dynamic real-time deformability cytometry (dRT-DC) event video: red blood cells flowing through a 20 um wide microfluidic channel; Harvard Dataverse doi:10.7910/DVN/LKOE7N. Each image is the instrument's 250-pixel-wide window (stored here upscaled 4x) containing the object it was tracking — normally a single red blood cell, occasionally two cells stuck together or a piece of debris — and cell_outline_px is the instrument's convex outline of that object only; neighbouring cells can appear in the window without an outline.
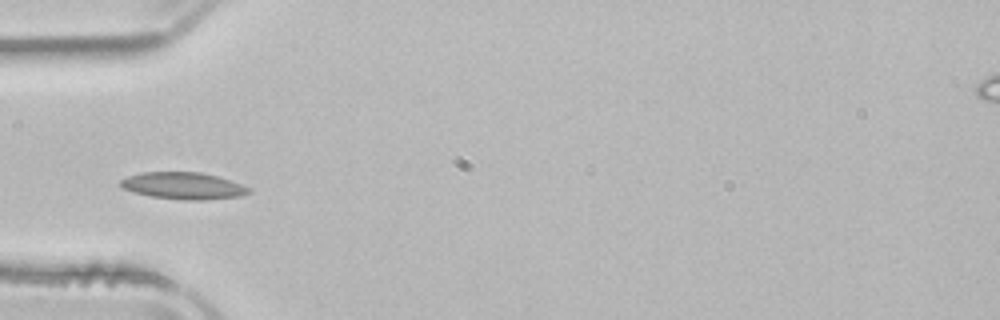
{"species": "common noctule bat (a hibernating species)", "species_latin": "Nyctalus noctula", "temperature_condition": "room temperature", "stored_images_in_passage": 13, "camera_frame_rate_fps": 3000, "um_per_image_px": 0.085, "animal": {"sex": "male", "body_mass_g": 21.5, "forearm_length_mm": 52.0}, "frame": {"image": 1, "passage_image": 1, "time_ms": 0.0, "image_size_px": [1000, 320], "cell_outline_px": [[252, 192], [240, 196], [200, 200], [184, 200], [152, 196], [132, 192], [124, 188], [120, 184], [120, 180], [128, 176], [144, 172], [200, 172], [216, 176], [252, 188]], "centroid_in_image_um": [15.59, 15.79], "position_along_channel_um": 69.4, "area_um2": 19.88}}
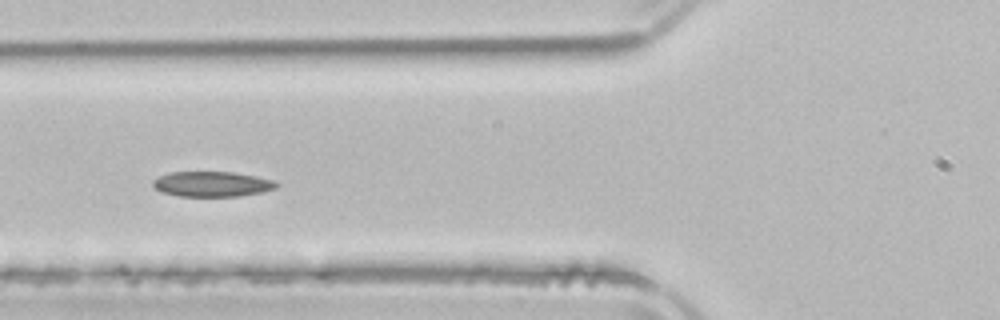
{"frame": {"image": 2, "passage_image": 4, "time_ms": 1.0, "image_size_px": [1000, 320], "cell_outline_px": [[280, 184], [276, 188], [264, 192], [240, 196], [180, 196], [160, 192], [152, 184], [152, 180], [168, 172], [232, 172], [256, 176], [272, 180]], "centroid_in_image_um": [18.03, 15.65], "position_along_channel_um": 107.8, "area_um2": 18.21}}
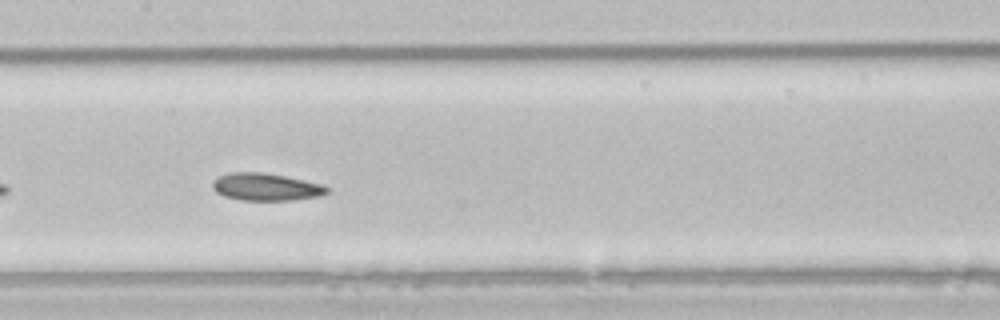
{"frame": {"image": 3, "passage_image": 10, "time_ms": 3.0, "image_size_px": [1000, 320], "cell_outline_px": [[328, 192], [320, 196], [292, 200], [244, 200], [224, 196], [216, 192], [212, 188], [212, 180], [228, 172], [264, 172], [324, 184], [328, 188]], "centroid_in_image_um": [22.59, 15.88], "position_along_channel_um": 184.8, "area_um2": 18.32}}